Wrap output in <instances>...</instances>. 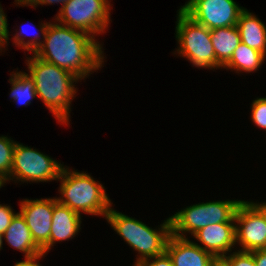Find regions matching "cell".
I'll list each match as a JSON object with an SVG mask.
<instances>
[{
	"instance_id": "obj_1",
	"label": "cell",
	"mask_w": 266,
	"mask_h": 266,
	"mask_svg": "<svg viewBox=\"0 0 266 266\" xmlns=\"http://www.w3.org/2000/svg\"><path fill=\"white\" fill-rule=\"evenodd\" d=\"M39 29L43 43L34 53L38 58L71 72L80 80L102 67V44L89 33L57 21L41 23Z\"/></svg>"
},
{
	"instance_id": "obj_2",
	"label": "cell",
	"mask_w": 266,
	"mask_h": 266,
	"mask_svg": "<svg viewBox=\"0 0 266 266\" xmlns=\"http://www.w3.org/2000/svg\"><path fill=\"white\" fill-rule=\"evenodd\" d=\"M26 62L37 97L44 102L45 107L59 123L67 125L71 102L77 93L75 84L80 79L71 72L38 58L34 53L32 57H27Z\"/></svg>"
},
{
	"instance_id": "obj_3",
	"label": "cell",
	"mask_w": 266,
	"mask_h": 266,
	"mask_svg": "<svg viewBox=\"0 0 266 266\" xmlns=\"http://www.w3.org/2000/svg\"><path fill=\"white\" fill-rule=\"evenodd\" d=\"M59 192L61 197L57 201L69 207L78 214L100 215L106 217L112 205L103 184L96 182L91 175L69 168H62Z\"/></svg>"
},
{
	"instance_id": "obj_4",
	"label": "cell",
	"mask_w": 266,
	"mask_h": 266,
	"mask_svg": "<svg viewBox=\"0 0 266 266\" xmlns=\"http://www.w3.org/2000/svg\"><path fill=\"white\" fill-rule=\"evenodd\" d=\"M105 219L113 230L126 241V244L128 243L134 251L138 252V258L136 257L137 260L134 264L166 251L168 239L172 234L170 217L164 220L159 226V230L153 229L135 218L117 212L111 207Z\"/></svg>"
},
{
	"instance_id": "obj_5",
	"label": "cell",
	"mask_w": 266,
	"mask_h": 266,
	"mask_svg": "<svg viewBox=\"0 0 266 266\" xmlns=\"http://www.w3.org/2000/svg\"><path fill=\"white\" fill-rule=\"evenodd\" d=\"M243 200H219L187 206L170 217L172 234L185 238L200 229L222 222H235V214Z\"/></svg>"
},
{
	"instance_id": "obj_6",
	"label": "cell",
	"mask_w": 266,
	"mask_h": 266,
	"mask_svg": "<svg viewBox=\"0 0 266 266\" xmlns=\"http://www.w3.org/2000/svg\"><path fill=\"white\" fill-rule=\"evenodd\" d=\"M176 21L178 56L186 57L196 67L217 69L216 56L210 37V30L194 22L181 9Z\"/></svg>"
},
{
	"instance_id": "obj_7",
	"label": "cell",
	"mask_w": 266,
	"mask_h": 266,
	"mask_svg": "<svg viewBox=\"0 0 266 266\" xmlns=\"http://www.w3.org/2000/svg\"><path fill=\"white\" fill-rule=\"evenodd\" d=\"M110 7L108 0H68L61 6L55 20L94 37L96 34L105 33L110 24Z\"/></svg>"
},
{
	"instance_id": "obj_8",
	"label": "cell",
	"mask_w": 266,
	"mask_h": 266,
	"mask_svg": "<svg viewBox=\"0 0 266 266\" xmlns=\"http://www.w3.org/2000/svg\"><path fill=\"white\" fill-rule=\"evenodd\" d=\"M64 166L53 158L23 144H15L9 178L4 182H49L58 180Z\"/></svg>"
},
{
	"instance_id": "obj_9",
	"label": "cell",
	"mask_w": 266,
	"mask_h": 266,
	"mask_svg": "<svg viewBox=\"0 0 266 266\" xmlns=\"http://www.w3.org/2000/svg\"><path fill=\"white\" fill-rule=\"evenodd\" d=\"M180 9L194 22L212 30L236 26L245 8L234 0H188Z\"/></svg>"
},
{
	"instance_id": "obj_10",
	"label": "cell",
	"mask_w": 266,
	"mask_h": 266,
	"mask_svg": "<svg viewBox=\"0 0 266 266\" xmlns=\"http://www.w3.org/2000/svg\"><path fill=\"white\" fill-rule=\"evenodd\" d=\"M236 244L240 251L266 248V220L249 201H242L235 214Z\"/></svg>"
},
{
	"instance_id": "obj_11",
	"label": "cell",
	"mask_w": 266,
	"mask_h": 266,
	"mask_svg": "<svg viewBox=\"0 0 266 266\" xmlns=\"http://www.w3.org/2000/svg\"><path fill=\"white\" fill-rule=\"evenodd\" d=\"M57 202L56 197L20 201L19 212L24 217L34 242L41 248L44 256L49 252L53 207Z\"/></svg>"
},
{
	"instance_id": "obj_12",
	"label": "cell",
	"mask_w": 266,
	"mask_h": 266,
	"mask_svg": "<svg viewBox=\"0 0 266 266\" xmlns=\"http://www.w3.org/2000/svg\"><path fill=\"white\" fill-rule=\"evenodd\" d=\"M235 224V222H222L208 225L196 232L193 237L201 243V245L196 244L205 251L214 256H226L236 245Z\"/></svg>"
},
{
	"instance_id": "obj_13",
	"label": "cell",
	"mask_w": 266,
	"mask_h": 266,
	"mask_svg": "<svg viewBox=\"0 0 266 266\" xmlns=\"http://www.w3.org/2000/svg\"><path fill=\"white\" fill-rule=\"evenodd\" d=\"M166 252L173 266H210L214 257L187 237L181 238L173 234L168 239Z\"/></svg>"
},
{
	"instance_id": "obj_14",
	"label": "cell",
	"mask_w": 266,
	"mask_h": 266,
	"mask_svg": "<svg viewBox=\"0 0 266 266\" xmlns=\"http://www.w3.org/2000/svg\"><path fill=\"white\" fill-rule=\"evenodd\" d=\"M10 247L23 253V261H35L44 257L41 248L34 242L32 234L20 212L16 213L3 234Z\"/></svg>"
},
{
	"instance_id": "obj_15",
	"label": "cell",
	"mask_w": 266,
	"mask_h": 266,
	"mask_svg": "<svg viewBox=\"0 0 266 266\" xmlns=\"http://www.w3.org/2000/svg\"><path fill=\"white\" fill-rule=\"evenodd\" d=\"M81 214L57 202L53 207L52 228L49 237V250L59 241L75 237L81 229Z\"/></svg>"
},
{
	"instance_id": "obj_16",
	"label": "cell",
	"mask_w": 266,
	"mask_h": 266,
	"mask_svg": "<svg viewBox=\"0 0 266 266\" xmlns=\"http://www.w3.org/2000/svg\"><path fill=\"white\" fill-rule=\"evenodd\" d=\"M241 42L266 56V26L254 14L244 9L236 24Z\"/></svg>"
},
{
	"instance_id": "obj_17",
	"label": "cell",
	"mask_w": 266,
	"mask_h": 266,
	"mask_svg": "<svg viewBox=\"0 0 266 266\" xmlns=\"http://www.w3.org/2000/svg\"><path fill=\"white\" fill-rule=\"evenodd\" d=\"M210 37L216 56V68H223L241 43L239 30L237 26L215 28L210 30Z\"/></svg>"
},
{
	"instance_id": "obj_18",
	"label": "cell",
	"mask_w": 266,
	"mask_h": 266,
	"mask_svg": "<svg viewBox=\"0 0 266 266\" xmlns=\"http://www.w3.org/2000/svg\"><path fill=\"white\" fill-rule=\"evenodd\" d=\"M265 59L266 56L263 53L241 42L234 50L229 62L223 68L235 70L236 73L243 71L251 73L257 71Z\"/></svg>"
},
{
	"instance_id": "obj_19",
	"label": "cell",
	"mask_w": 266,
	"mask_h": 266,
	"mask_svg": "<svg viewBox=\"0 0 266 266\" xmlns=\"http://www.w3.org/2000/svg\"><path fill=\"white\" fill-rule=\"evenodd\" d=\"M10 77L9 83L12 86L10 88L11 98L21 105H30L32 99L37 97L33 79L28 73L21 71H16Z\"/></svg>"
},
{
	"instance_id": "obj_20",
	"label": "cell",
	"mask_w": 266,
	"mask_h": 266,
	"mask_svg": "<svg viewBox=\"0 0 266 266\" xmlns=\"http://www.w3.org/2000/svg\"><path fill=\"white\" fill-rule=\"evenodd\" d=\"M15 144L7 136H0V183H4L10 176Z\"/></svg>"
},
{
	"instance_id": "obj_21",
	"label": "cell",
	"mask_w": 266,
	"mask_h": 266,
	"mask_svg": "<svg viewBox=\"0 0 266 266\" xmlns=\"http://www.w3.org/2000/svg\"><path fill=\"white\" fill-rule=\"evenodd\" d=\"M19 30L20 31H17V33L12 37L14 41L13 43L21 49H24L25 51L27 50L29 52L32 51L33 53H35L37 49L42 45L43 41H41L39 38L41 37V35L37 33L33 38L31 37V40L24 41L23 34L27 35L28 32L22 26Z\"/></svg>"
},
{
	"instance_id": "obj_22",
	"label": "cell",
	"mask_w": 266,
	"mask_h": 266,
	"mask_svg": "<svg viewBox=\"0 0 266 266\" xmlns=\"http://www.w3.org/2000/svg\"><path fill=\"white\" fill-rule=\"evenodd\" d=\"M251 108V118L253 123L266 130V97L253 100Z\"/></svg>"
},
{
	"instance_id": "obj_23",
	"label": "cell",
	"mask_w": 266,
	"mask_h": 266,
	"mask_svg": "<svg viewBox=\"0 0 266 266\" xmlns=\"http://www.w3.org/2000/svg\"><path fill=\"white\" fill-rule=\"evenodd\" d=\"M226 257L230 260L231 266H256L253 254L249 251L237 250Z\"/></svg>"
},
{
	"instance_id": "obj_24",
	"label": "cell",
	"mask_w": 266,
	"mask_h": 266,
	"mask_svg": "<svg viewBox=\"0 0 266 266\" xmlns=\"http://www.w3.org/2000/svg\"><path fill=\"white\" fill-rule=\"evenodd\" d=\"M134 266H173L172 260L165 251L160 255L147 258L134 264Z\"/></svg>"
},
{
	"instance_id": "obj_25",
	"label": "cell",
	"mask_w": 266,
	"mask_h": 266,
	"mask_svg": "<svg viewBox=\"0 0 266 266\" xmlns=\"http://www.w3.org/2000/svg\"><path fill=\"white\" fill-rule=\"evenodd\" d=\"M15 214L9 205L0 204V233L4 234Z\"/></svg>"
},
{
	"instance_id": "obj_26",
	"label": "cell",
	"mask_w": 266,
	"mask_h": 266,
	"mask_svg": "<svg viewBox=\"0 0 266 266\" xmlns=\"http://www.w3.org/2000/svg\"><path fill=\"white\" fill-rule=\"evenodd\" d=\"M9 36L10 34L8 30L7 17L4 14V10L0 4V50L1 51L3 48H6L4 45L7 46V44L9 43L8 42Z\"/></svg>"
},
{
	"instance_id": "obj_27",
	"label": "cell",
	"mask_w": 266,
	"mask_h": 266,
	"mask_svg": "<svg viewBox=\"0 0 266 266\" xmlns=\"http://www.w3.org/2000/svg\"><path fill=\"white\" fill-rule=\"evenodd\" d=\"M253 254L256 266H266V248L250 251Z\"/></svg>"
},
{
	"instance_id": "obj_28",
	"label": "cell",
	"mask_w": 266,
	"mask_h": 266,
	"mask_svg": "<svg viewBox=\"0 0 266 266\" xmlns=\"http://www.w3.org/2000/svg\"><path fill=\"white\" fill-rule=\"evenodd\" d=\"M210 266H231V263L226 256H214Z\"/></svg>"
},
{
	"instance_id": "obj_29",
	"label": "cell",
	"mask_w": 266,
	"mask_h": 266,
	"mask_svg": "<svg viewBox=\"0 0 266 266\" xmlns=\"http://www.w3.org/2000/svg\"><path fill=\"white\" fill-rule=\"evenodd\" d=\"M67 1L68 0H37V2L33 6L36 8L37 5H51L52 3H61L63 6Z\"/></svg>"
},
{
	"instance_id": "obj_30",
	"label": "cell",
	"mask_w": 266,
	"mask_h": 266,
	"mask_svg": "<svg viewBox=\"0 0 266 266\" xmlns=\"http://www.w3.org/2000/svg\"><path fill=\"white\" fill-rule=\"evenodd\" d=\"M260 212L261 214L264 216L265 220H266V202H261V204L258 202L254 203L251 202Z\"/></svg>"
},
{
	"instance_id": "obj_31",
	"label": "cell",
	"mask_w": 266,
	"mask_h": 266,
	"mask_svg": "<svg viewBox=\"0 0 266 266\" xmlns=\"http://www.w3.org/2000/svg\"><path fill=\"white\" fill-rule=\"evenodd\" d=\"M14 266H41V265L39 263H37V260H35V261L16 262Z\"/></svg>"
},
{
	"instance_id": "obj_32",
	"label": "cell",
	"mask_w": 266,
	"mask_h": 266,
	"mask_svg": "<svg viewBox=\"0 0 266 266\" xmlns=\"http://www.w3.org/2000/svg\"><path fill=\"white\" fill-rule=\"evenodd\" d=\"M16 3V5H21V6H31L33 7V5L37 2V0H15L14 1Z\"/></svg>"
},
{
	"instance_id": "obj_33",
	"label": "cell",
	"mask_w": 266,
	"mask_h": 266,
	"mask_svg": "<svg viewBox=\"0 0 266 266\" xmlns=\"http://www.w3.org/2000/svg\"><path fill=\"white\" fill-rule=\"evenodd\" d=\"M2 245H3V234L0 233V249H2Z\"/></svg>"
},
{
	"instance_id": "obj_34",
	"label": "cell",
	"mask_w": 266,
	"mask_h": 266,
	"mask_svg": "<svg viewBox=\"0 0 266 266\" xmlns=\"http://www.w3.org/2000/svg\"><path fill=\"white\" fill-rule=\"evenodd\" d=\"M5 184L4 183H0V188L2 187V186H4Z\"/></svg>"
}]
</instances>
